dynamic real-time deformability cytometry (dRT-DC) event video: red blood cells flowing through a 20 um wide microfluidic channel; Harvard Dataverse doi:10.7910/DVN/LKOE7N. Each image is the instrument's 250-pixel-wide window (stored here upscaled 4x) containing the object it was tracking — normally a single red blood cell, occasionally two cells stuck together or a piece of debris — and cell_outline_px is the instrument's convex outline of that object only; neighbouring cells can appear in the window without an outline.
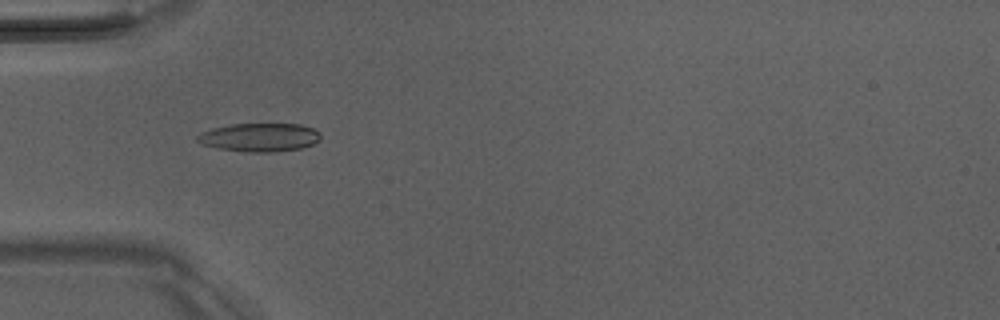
{"species": "Egyptian fruit bat (a non-hibernating species)", "species_latin": "Rousettus aegyptiacus", "temperature_condition": "room temperature", "stored_images_in_passage": 4, "camera_frame_rate_fps": 3000, "um_per_image_px": 0.085, "animal": {"sex": "male"}, "frame": {"image": 1, "passage_image": 1, "time_ms": 0.0, "image_size_px": [1000, 320], "cell_outline_px": [[320, 140], [304, 148], [276, 152], [244, 152], [216, 148], [200, 144], [196, 140], [196, 136], [200, 132], [212, 128], [232, 124], [300, 124], [312, 128], [320, 132]], "centroid_in_image_um": [22.04, 11.68], "position_along_channel_um": 63.0, "area_um2": 20.75}}